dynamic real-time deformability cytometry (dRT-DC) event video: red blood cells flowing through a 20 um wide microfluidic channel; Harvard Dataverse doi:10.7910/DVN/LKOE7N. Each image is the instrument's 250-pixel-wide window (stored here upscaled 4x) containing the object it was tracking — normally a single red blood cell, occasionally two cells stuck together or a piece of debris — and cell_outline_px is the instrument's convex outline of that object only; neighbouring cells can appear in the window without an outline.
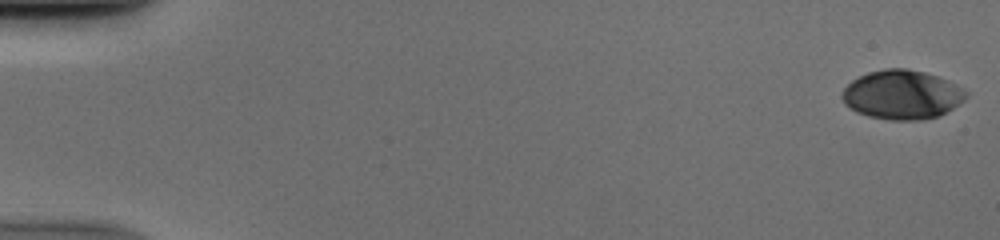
{"species": "human", "species_latin": "Homo sapiens", "temperature_condition": "cold", "stored_images_in_passage": 52, "camera_frame_rate_fps": 3000, "um_per_image_px": 0.085, "donor": {"sex": "male"}, "frame": {"image": 1, "passage_image": 1, "time_ms": 0.0, "image_size_px": [1000, 240], "cell_outline_px": [[968, 96], [964, 100], [940, 116], [924, 120], [892, 120], [868, 116], [856, 112], [844, 104], [840, 96], [844, 88], [852, 80], [868, 72], [884, 68], [904, 68], [924, 72], [948, 80], [964, 88], [968, 92]], "centroid_in_image_um": [76.67, 8.05], "position_along_channel_um": 8.3, "area_um2": 35.72}}
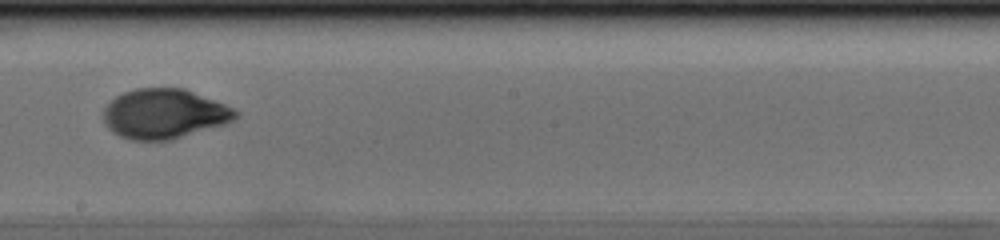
{"frame": {"image": 2, "passage_image": 31, "time_ms": 10.0, "image_size_px": [1000, 240], "cell_outline_px": [[240, 116], [236, 120], [224, 124], [172, 140], [132, 140], [120, 136], [112, 132], [104, 124], [104, 108], [116, 96], [124, 92], [136, 88], [184, 88], [224, 104], [240, 112]], "centroid_in_image_um": [13.97, 9.68], "position_along_channel_um": 234.2, "area_um2": 38.32}}
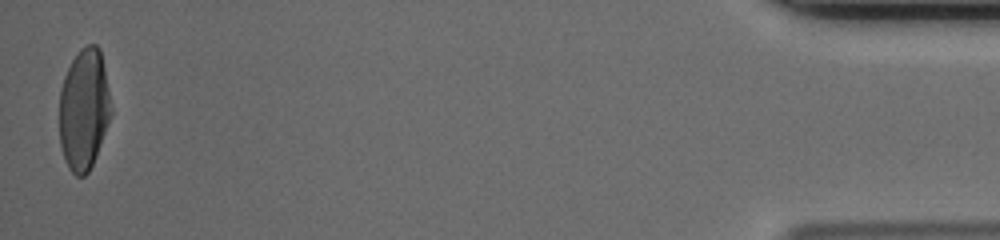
{"frame": {"image": 3, "passage_image": 52, "time_ms": 17.0, "image_size_px": [1000, 240], "cell_outline_px": [[112, 112], [96, 156], [88, 172], [84, 176], [76, 176], [68, 168], [60, 144], [60, 88], [64, 76], [72, 60], [80, 48], [88, 44], [96, 44], [100, 48], [104, 68]], "centroid_in_image_um": [7.13, 9.29], "position_along_channel_um": 428.1, "area_um2": 36.3}}